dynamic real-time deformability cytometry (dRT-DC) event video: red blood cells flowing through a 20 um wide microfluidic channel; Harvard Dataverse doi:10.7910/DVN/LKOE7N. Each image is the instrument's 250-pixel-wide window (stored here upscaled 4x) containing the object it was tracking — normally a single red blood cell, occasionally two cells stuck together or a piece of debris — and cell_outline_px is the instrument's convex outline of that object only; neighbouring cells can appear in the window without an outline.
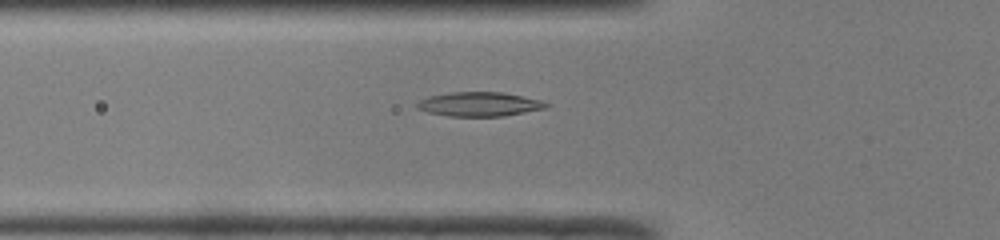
{"species": "common noctule bat (a hibernating species)", "species_latin": "Nyctalus noctula", "temperature_condition": "room temperature", "stored_images_in_passage": 50, "camera_frame_rate_fps": 3000, "um_per_image_px": 0.085, "animal": {"sex": "male", "body_mass_g": 19.0, "forearm_length_mm": 50.8}, "frame": {"image": 1, "passage_image": 18, "time_ms": 5.667, "image_size_px": [1000, 240], "cell_outline_px": [[548, 108], [504, 116], [448, 116], [428, 112], [416, 108], [416, 104], [420, 100], [428, 96], [452, 92], [504, 92], [540, 100], [548, 104]], "centroid_in_image_um": [40.74, 8.85], "position_along_channel_um": 85.1, "area_um2": 18.21}}
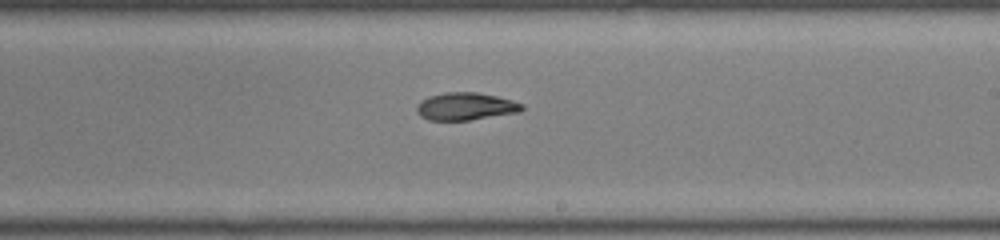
{"frame": {"image": 2, "passage_image": 30, "time_ms": 9.667, "image_size_px": [1000, 240], "cell_outline_px": [[524, 108], [520, 112], [468, 120], [428, 120], [420, 116], [416, 112], [416, 104], [420, 100], [428, 96], [444, 92], [476, 92], [496, 96], [512, 100], [524, 104]], "centroid_in_image_um": [39.54, 9.04], "position_along_channel_um": 249.5, "area_um2": 17.05}}
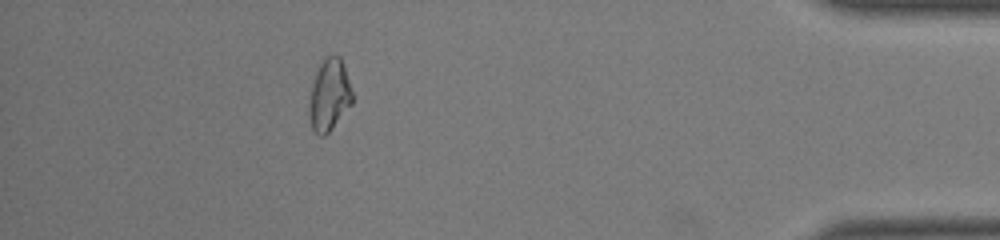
{"frame": {"image": 3, "passage_image": 45, "time_ms": 14.667, "image_size_px": [1000, 240], "cell_outline_px": [[352, 104], [328, 132], [324, 136], [320, 136], [312, 128], [308, 116], [308, 104], [312, 80], [320, 64], [328, 56], [340, 56], [344, 64], [352, 92]], "centroid_in_image_um": [27.96, 8.08], "position_along_channel_um": 407.2, "area_um2": 18.03}, "authors_computed_cell_mechanics": {"area_um2": 17.8891, "velocity_mm_per_s": 4.1148, "shape_relaxation_time_tau1_ms": null, "shape_relaxation_time_tau2_ms": 4.914, "deformation_change_tau1": null, "deformation_change_tau2": 0.1105}}